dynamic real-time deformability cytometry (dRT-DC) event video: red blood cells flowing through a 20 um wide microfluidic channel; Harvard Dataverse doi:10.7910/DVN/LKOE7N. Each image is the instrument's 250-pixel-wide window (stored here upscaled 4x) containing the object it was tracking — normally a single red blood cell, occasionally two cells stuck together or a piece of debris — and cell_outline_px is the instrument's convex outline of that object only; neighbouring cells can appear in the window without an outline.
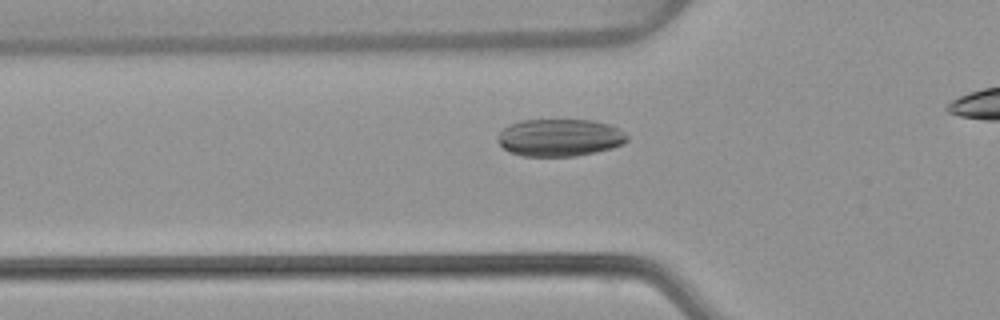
{"species": "common noctule bat (a hibernating species)", "species_latin": "Nyctalus noctula", "temperature_condition": "warm", "stored_images_in_passage": 35, "camera_frame_rate_fps": 3000, "um_per_image_px": 0.085, "animal": {"sex": "female", "body_mass_g": 22.7, "forearm_length_mm": 54.2}, "frame": {"image": 1, "passage_image": 9, "time_ms": 2.667, "image_size_px": [1000, 320], "cell_outline_px": [[628, 140], [624, 144], [612, 148], [596, 152], [576, 156], [520, 156], [508, 152], [500, 144], [496, 136], [508, 124], [524, 120], [592, 120], [608, 124], [620, 128], [628, 136]], "centroid_in_image_um": [47.58, 11.7], "position_along_channel_um": 78.2, "area_um2": 28.44}}
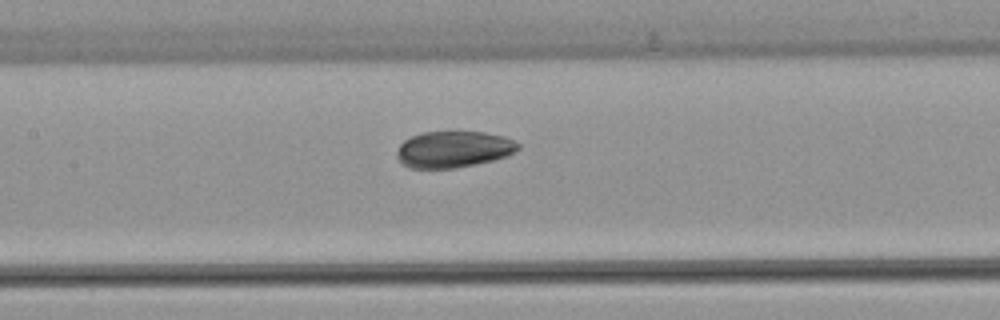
{"frame": {"image": 2, "passage_image": 16, "time_ms": 5.0, "image_size_px": [1000, 320], "cell_outline_px": [[520, 148], [508, 156], [496, 160], [456, 168], [408, 168], [396, 156], [396, 152], [400, 144], [404, 140], [420, 132], [484, 132], [504, 136], [520, 144]], "centroid_in_image_um": [38.56, 12.69], "position_along_channel_um": 168.8, "area_um2": 25.89}}
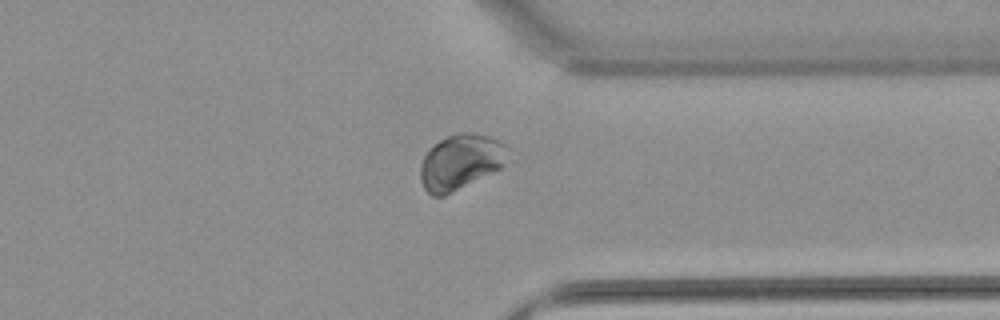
{"frame": {"image": 3, "passage_image": 32, "time_ms": 10.333, "image_size_px": [1000, 320], "cell_outline_px": [[508, 148], [504, 164], [500, 168], [444, 196], [432, 196], [424, 188], [420, 180], [420, 164], [424, 156], [440, 140], [448, 136], [460, 132], [468, 132], [488, 136], [500, 140]], "centroid_in_image_um": [39.13, 13.76], "position_along_channel_um": 372.3, "area_um2": 27.74}}